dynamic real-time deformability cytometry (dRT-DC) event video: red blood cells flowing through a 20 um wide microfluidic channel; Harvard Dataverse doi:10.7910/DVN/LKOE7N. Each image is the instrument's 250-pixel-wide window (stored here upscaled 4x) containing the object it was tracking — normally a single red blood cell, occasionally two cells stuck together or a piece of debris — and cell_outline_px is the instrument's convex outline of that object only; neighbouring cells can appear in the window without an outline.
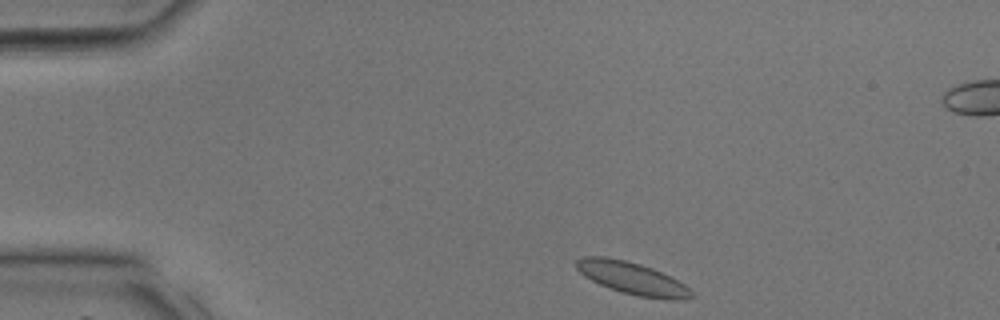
{"species": "common noctule bat (a hibernating species)", "species_latin": "Nyctalus noctula", "temperature_condition": "room temperature", "stored_images_in_passage": 34, "segment_of_instrument_passage": [1, 2], "camera_frame_rate_fps": 3000, "um_per_image_px": 0.085, "animal": {"sex": "male", "body_mass_g": 17.9, "forearm_length_mm": 54.2}, "frame": {"image": 1, "passage_image": 1, "time_ms": 0.0, "image_size_px": [1000, 320], "cell_outline_px": [[692, 296], [684, 300], [672, 300], [640, 296], [624, 292], [600, 284], [584, 276], [576, 268], [576, 260], [584, 256], [604, 256], [624, 260], [640, 264], [652, 268], [684, 284], [692, 292]], "centroid_in_image_um": [53.72, 23.64], "position_along_channel_um": 31.3, "area_um2": 21.15}}
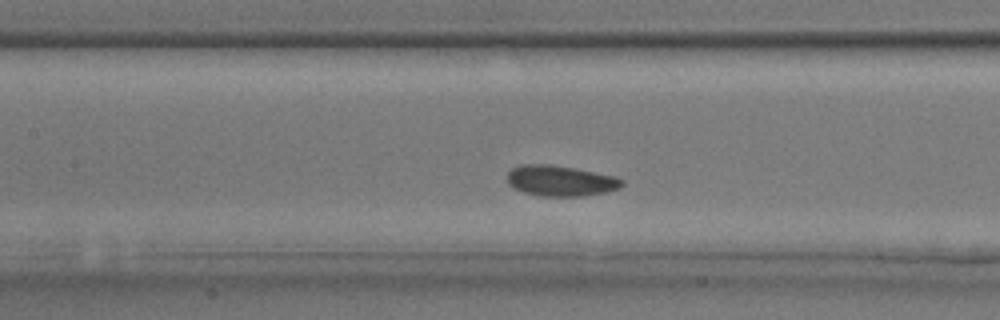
{"frame": {"image": 2, "passage_image": 12, "time_ms": 3.667, "image_size_px": [1000, 320], "cell_outline_px": [[624, 184], [620, 188], [604, 192], [584, 196], [540, 196], [524, 192], [512, 188], [508, 184], [508, 172], [512, 168], [520, 164], [552, 164], [576, 168], [616, 176], [624, 180]], "centroid_in_image_um": [47.64, 15.36], "position_along_channel_um": 159.8, "area_um2": 20.75}}
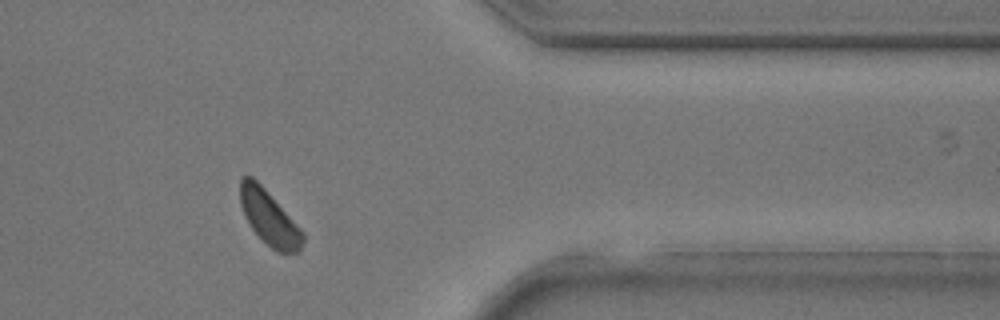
{"frame": {"image": 3, "passage_image": 26, "time_ms": 8.333, "image_size_px": [1000, 320], "cell_outline_px": [[304, 240], [300, 248], [296, 252], [276, 252], [252, 228], [240, 204], [240, 176], [252, 176], [264, 188], [304, 232]], "centroid_in_image_um": [22.88, 18.49], "position_along_channel_um": 388.5, "area_um2": 19.31}}